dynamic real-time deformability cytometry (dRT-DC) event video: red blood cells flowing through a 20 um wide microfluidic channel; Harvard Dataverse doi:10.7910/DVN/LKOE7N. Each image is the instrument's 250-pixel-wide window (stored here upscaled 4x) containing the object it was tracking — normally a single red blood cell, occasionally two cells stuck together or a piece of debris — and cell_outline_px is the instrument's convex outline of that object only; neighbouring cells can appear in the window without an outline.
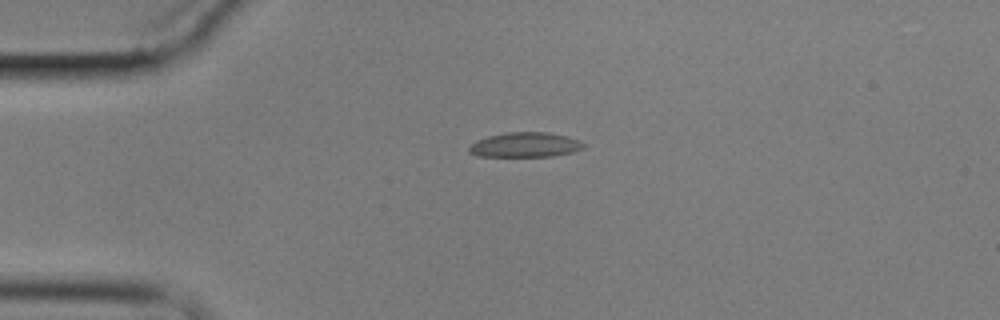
{"species": "common noctule bat (a hibernating species)", "species_latin": "Nyctalus noctula", "temperature_condition": "cold", "stored_images_in_passage": 2, "camera_frame_rate_fps": 3000, "um_per_image_px": 0.085, "animal": {"sex": "male", "body_mass_g": 17.9}, "frame": {"image": 1, "passage_image": 1, "time_ms": 0.0, "image_size_px": [1000, 320], "cell_outline_px": [[584, 148], [572, 152], [552, 156], [476, 156], [468, 152], [468, 148], [476, 140], [488, 136], [508, 132], [548, 132], [568, 136], [580, 140], [584, 144]], "centroid_in_image_um": [44.64, 12.3], "position_along_channel_um": 40.4, "area_um2": 16.59}}